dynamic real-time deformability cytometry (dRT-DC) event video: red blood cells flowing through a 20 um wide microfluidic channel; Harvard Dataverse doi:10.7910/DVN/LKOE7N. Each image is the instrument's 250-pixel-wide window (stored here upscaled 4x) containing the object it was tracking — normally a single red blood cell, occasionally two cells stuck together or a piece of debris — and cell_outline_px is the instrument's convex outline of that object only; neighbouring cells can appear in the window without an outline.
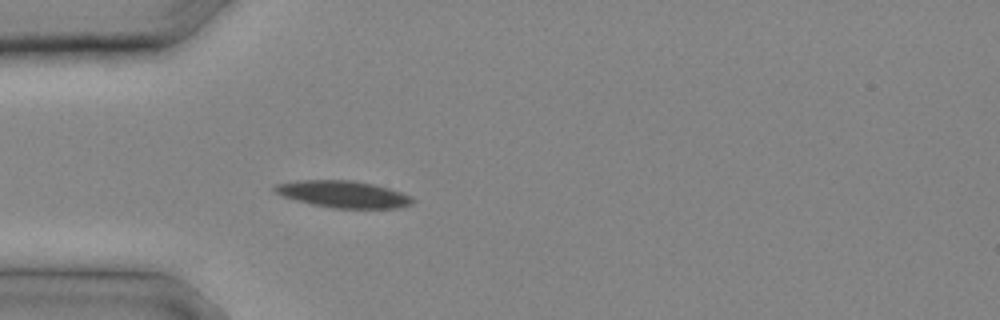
{"species": "common noctule bat (a hibernating species)", "species_latin": "Nyctalus noctula", "temperature_condition": "cold", "stored_images_in_passage": 6, "camera_frame_rate_fps": 3000, "um_per_image_px": 0.085, "animal": {"sex": "male", "body_mass_g": 20.4}, "frame": {"image": 1, "passage_image": 4, "time_ms": 1.0, "image_size_px": [1000, 320], "cell_outline_px": [[416, 200], [412, 204], [400, 208], [332, 208], [312, 204], [280, 196], [272, 188], [276, 184], [296, 180], [352, 180], [372, 184], [388, 188], [412, 196]], "centroid_in_image_um": [29.17, 16.51], "position_along_channel_um": 55.8, "area_um2": 21.68}}